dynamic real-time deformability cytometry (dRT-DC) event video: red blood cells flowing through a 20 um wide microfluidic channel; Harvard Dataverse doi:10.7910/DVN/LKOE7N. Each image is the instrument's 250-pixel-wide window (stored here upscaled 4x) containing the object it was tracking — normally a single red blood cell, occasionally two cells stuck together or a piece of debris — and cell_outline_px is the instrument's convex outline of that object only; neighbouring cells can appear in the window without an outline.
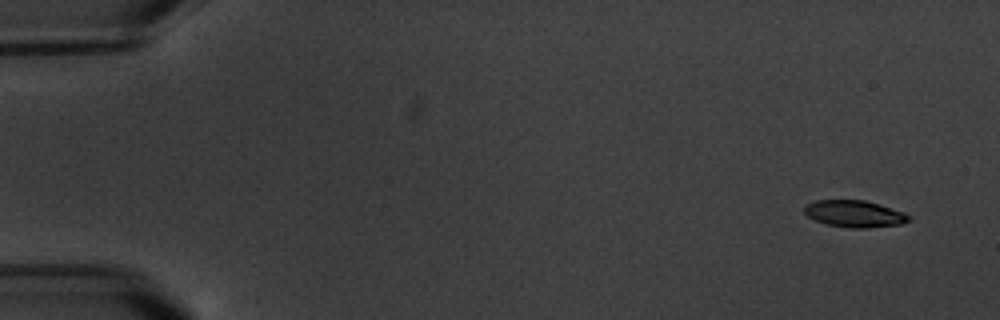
{"species": "common noctule bat (a hibernating species)", "species_latin": "Nyctalus noctula", "temperature_condition": "warm", "stored_images_in_passage": 16, "camera_frame_rate_fps": 3000, "um_per_image_px": 0.085, "animal": {"sex": "male", "body_mass_g": 20.1, "forearm_length_mm": 53.5}, "frame": {"image": 1, "passage_image": 1, "time_ms": 0.0, "image_size_px": [1000, 320], "cell_outline_px": [[912, 220], [900, 224], [868, 228], [848, 228], [828, 224], [816, 220], [808, 216], [804, 212], [804, 204], [816, 200], [864, 200], [880, 204], [904, 212], [912, 216]], "centroid_in_image_um": [72.66, 18.17], "position_along_channel_um": 12.3, "area_um2": 16.47}}
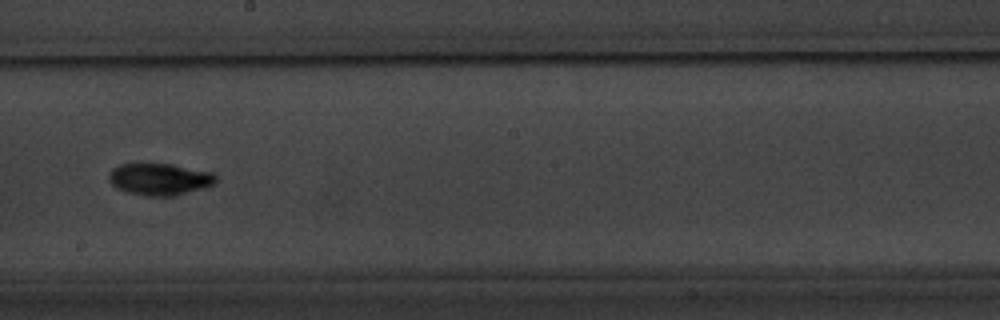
{"frame": {"image": 2, "passage_image": 10, "time_ms": 10.333, "image_size_px": [1000, 320], "cell_outline_px": [[216, 180], [212, 184], [204, 188], [172, 196], [148, 196], [128, 192], [116, 188], [108, 180], [108, 172], [112, 168], [120, 164], [140, 160], [172, 164], [212, 172], [216, 176]], "centroid_in_image_um": [13.48, 15.17], "position_along_channel_um": 234.7, "area_um2": 20.58}}
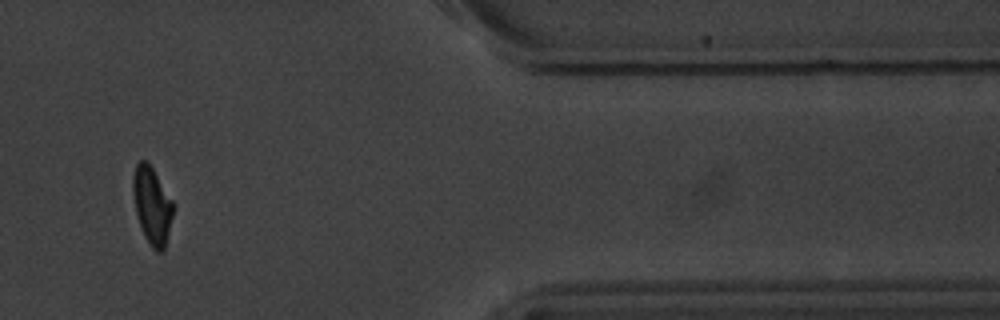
{"frame": {"image": 3, "passage_image": 14, "time_ms": 16.0, "image_size_px": [1000, 320], "cell_outline_px": [[176, 208], [164, 248], [160, 252], [156, 252], [152, 248], [144, 236], [136, 212], [132, 192], [132, 180], [136, 164], [140, 160], [148, 160], [176, 204]], "centroid_in_image_um": [12.96, 17.43], "position_along_channel_um": 398.4, "area_um2": 18.55}, "authors_computed_cell_mechanics": {"area_um2": 18.1781, "velocity_mm_per_s": 3.4151, "shape_relaxation_time_tau1_ms": 2.7756, "shape_relaxation_time_tau2_ms": 4.6631, "deformation_change_tau1": 0.1308, "deformation_change_tau2": 0.0918}}